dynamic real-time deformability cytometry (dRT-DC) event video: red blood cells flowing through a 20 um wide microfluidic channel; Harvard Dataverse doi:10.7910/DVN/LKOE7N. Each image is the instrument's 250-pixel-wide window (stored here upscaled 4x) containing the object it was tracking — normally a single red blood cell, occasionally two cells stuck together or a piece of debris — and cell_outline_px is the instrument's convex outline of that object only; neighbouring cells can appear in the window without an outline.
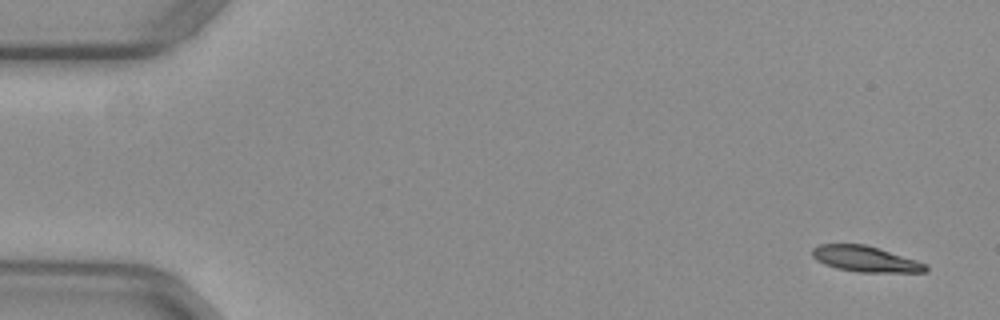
{"species": "common noctule bat (a hibernating species)", "species_latin": "Nyctalus noctula", "temperature_condition": "warm", "stored_images_in_passage": 52, "camera_frame_rate_fps": 3000, "um_per_image_px": 0.085, "animal": {"sex": "female", "body_mass_g": 29.2, "forearm_length_mm": 56.3}, "frame": {"image": 1, "passage_image": 1, "time_ms": 0.0, "image_size_px": [1000, 320], "cell_outline_px": [[928, 272], [856, 272], [836, 268], [824, 264], [816, 260], [812, 256], [812, 248], [820, 244], [864, 244], [916, 260], [924, 264], [928, 268]], "centroid_in_image_um": [73.51, 22.02], "position_along_channel_um": 11.5, "area_um2": 16.88}}
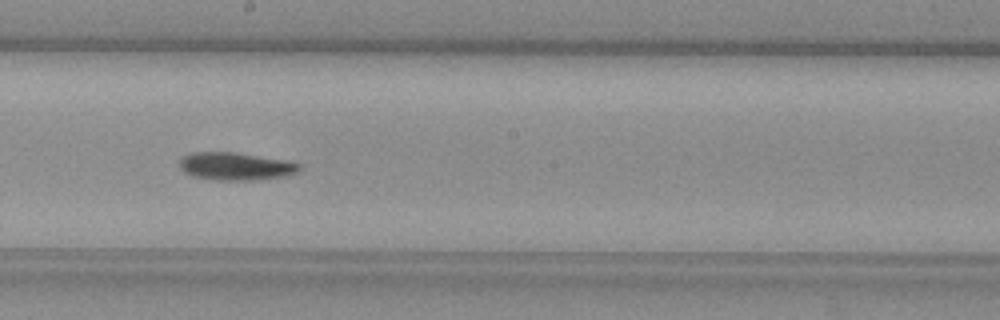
{"frame": {"image": 2, "passage_image": 28, "time_ms": 9.0, "image_size_px": [1000, 320], "cell_outline_px": [[300, 168], [296, 172], [284, 176], [256, 180], [216, 180], [192, 176], [184, 172], [180, 168], [180, 156], [192, 152], [236, 152], [288, 160], [300, 164]], "centroid_in_image_um": [20.0, 14.12], "position_along_channel_um": 228.2, "area_um2": 19.54}}
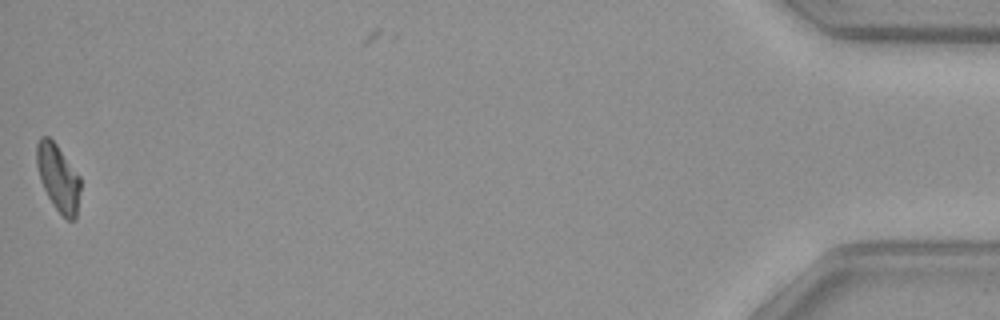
{"frame": {"image": 3, "passage_image": 51, "time_ms": 16.667, "image_size_px": [1000, 320], "cell_outline_px": [[80, 192], [76, 220], [68, 220], [52, 204], [40, 180], [36, 164], [36, 144], [40, 136], [48, 136], [56, 144], [80, 176]], "centroid_in_image_um": [4.94, 15.1], "position_along_channel_um": 430.3, "area_um2": 17.05}, "authors_computed_cell_mechanics": {"area_um2": 18.3226, "velocity_mm_per_s": 3.9479, "shape_relaxation_time_tau1_ms": 5.8585, "shape_relaxation_time_tau2_ms": null, "deformation_change_tau1": 0.1684, "deformation_change_tau2": null}}